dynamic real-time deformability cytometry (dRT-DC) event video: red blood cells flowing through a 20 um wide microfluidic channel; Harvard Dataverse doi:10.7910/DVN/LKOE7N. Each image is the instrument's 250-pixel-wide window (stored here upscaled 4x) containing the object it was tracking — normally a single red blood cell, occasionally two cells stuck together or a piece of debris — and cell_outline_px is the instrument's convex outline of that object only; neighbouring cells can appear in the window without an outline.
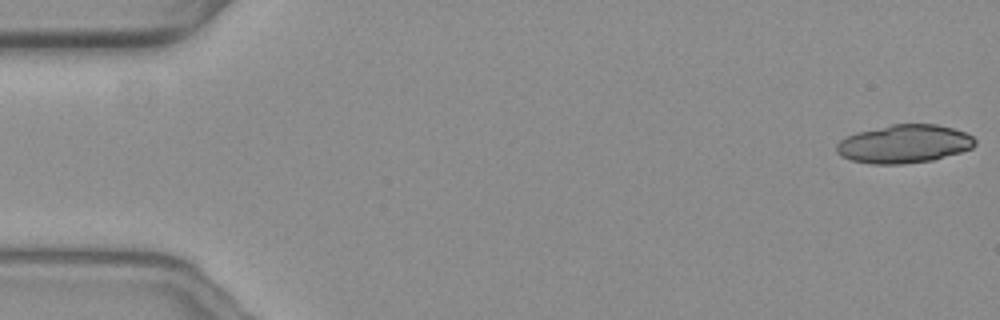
{"species": "common noctule bat (a hibernating species)", "species_latin": "Nyctalus noctula", "temperature_condition": "warm", "stored_images_in_passage": 30, "segment_of_instrument_passage": [1, 2], "camera_frame_rate_fps": 3000, "um_per_image_px": 0.085, "animal": {"sex": "female", "body_mass_g": 19.3, "forearm_length_mm": 54.1}, "frame": {"image": 1, "passage_image": 1, "time_ms": 0.0, "image_size_px": [1000, 320], "cell_outline_px": [[976, 144], [972, 148], [960, 152], [932, 160], [900, 164], [872, 164], [852, 160], [836, 152], [836, 144], [840, 140], [856, 132], [892, 124], [936, 124], [952, 128], [964, 132], [972, 136], [976, 140]], "centroid_in_image_um": [76.86, 12.22], "position_along_channel_um": 8.1, "area_um2": 30.75}}